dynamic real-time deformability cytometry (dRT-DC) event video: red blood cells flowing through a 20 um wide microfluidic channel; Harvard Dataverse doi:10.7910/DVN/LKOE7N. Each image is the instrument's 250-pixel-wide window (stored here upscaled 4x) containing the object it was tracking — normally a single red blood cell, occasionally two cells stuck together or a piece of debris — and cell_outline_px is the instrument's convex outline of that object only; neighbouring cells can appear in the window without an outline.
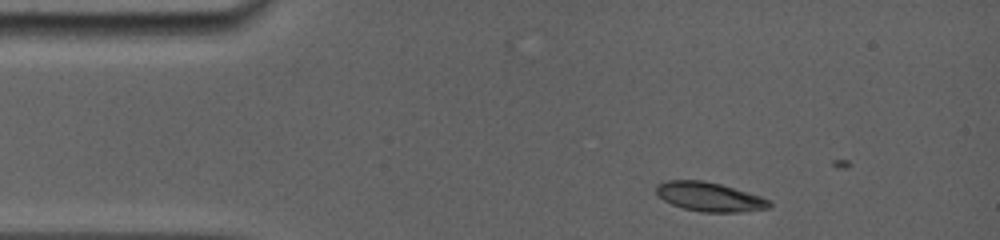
{"species": "common noctule bat (a hibernating species)", "species_latin": "Nyctalus noctula", "temperature_condition": "room temperature", "stored_images_in_passage": 4, "camera_frame_rate_fps": 5000, "um_per_image_px": 0.085, "animal": {"sex": "female", "body_mass_g": 19.0, "forearm_length_mm": 56.7}, "frame": {"image": 1, "passage_image": 1, "time_ms": 0.0, "image_size_px": [1000, 240], "cell_outline_px": [[772, 204], [768, 208], [740, 212], [700, 212], [684, 208], [672, 204], [656, 196], [656, 184], [668, 180], [704, 180], [720, 184], [760, 196], [768, 200]], "centroid_in_image_um": [60.26, 16.72], "position_along_channel_um": 24.7, "area_um2": 19.13}}